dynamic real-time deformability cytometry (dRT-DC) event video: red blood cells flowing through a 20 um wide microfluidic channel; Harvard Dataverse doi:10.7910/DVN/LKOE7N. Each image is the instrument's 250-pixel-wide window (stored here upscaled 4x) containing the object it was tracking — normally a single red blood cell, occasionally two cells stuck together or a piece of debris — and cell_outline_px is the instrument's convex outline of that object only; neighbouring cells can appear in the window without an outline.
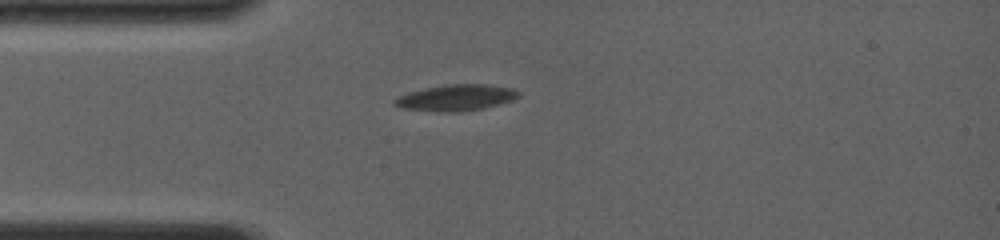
{"species": "common noctule bat (a hibernating species)", "species_latin": "Nyctalus noctula", "temperature_condition": "room temperature", "stored_images_in_passage": 22, "camera_frame_rate_fps": 4000, "um_per_image_px": 0.085, "animal": {"sex": "female", "body_mass_g": 19.0, "forearm_length_mm": 56.7}, "frame": {"image": 1, "passage_image": 1, "time_ms": 0.0, "image_size_px": [1000, 240], "cell_outline_px": [[520, 96], [512, 100], [500, 104], [480, 108], [456, 112], [436, 112], [400, 108], [392, 104], [392, 100], [396, 96], [408, 92], [424, 88], [448, 84], [488, 84], [512, 88], [520, 92]], "centroid_in_image_um": [38.7, 8.3], "position_along_channel_um": 46.3, "area_um2": 19.13}}
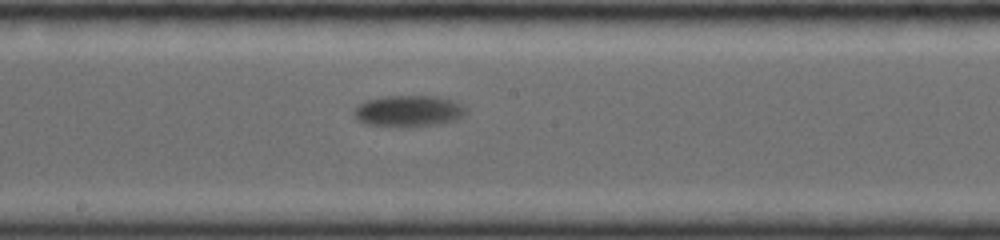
{"frame": {"image": 2, "passage_image": 13, "time_ms": 4.75, "image_size_px": [1000, 240], "cell_outline_px": [[468, 112], [464, 116], [456, 120], [436, 124], [408, 128], [400, 128], [364, 124], [356, 120], [356, 108], [364, 100], [384, 96], [440, 96], [456, 100]], "centroid_in_image_um": [34.75, 9.45], "position_along_channel_um": 213.4, "area_um2": 20.92}}
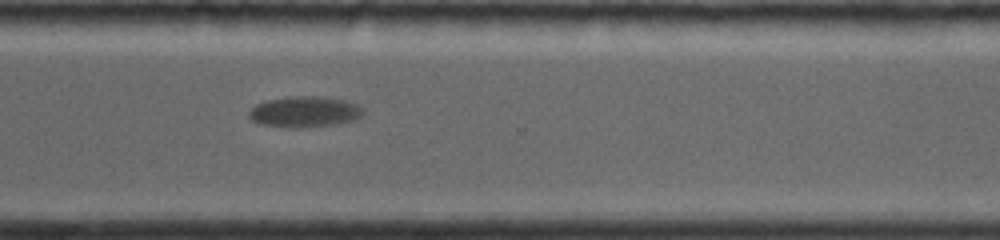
{"frame": {"image": 3, "passage_image": 22, "time_ms": 8.25, "image_size_px": [1000, 240], "cell_outline_px": [[364, 112], [356, 120], [336, 124], [296, 128], [292, 128], [260, 124], [252, 120], [248, 116], [248, 112], [256, 104], [268, 100], [296, 96], [320, 96], [344, 100], [356, 104], [364, 108]], "centroid_in_image_um": [25.9, 9.51], "position_along_channel_um": 344.7, "area_um2": 20.52}}